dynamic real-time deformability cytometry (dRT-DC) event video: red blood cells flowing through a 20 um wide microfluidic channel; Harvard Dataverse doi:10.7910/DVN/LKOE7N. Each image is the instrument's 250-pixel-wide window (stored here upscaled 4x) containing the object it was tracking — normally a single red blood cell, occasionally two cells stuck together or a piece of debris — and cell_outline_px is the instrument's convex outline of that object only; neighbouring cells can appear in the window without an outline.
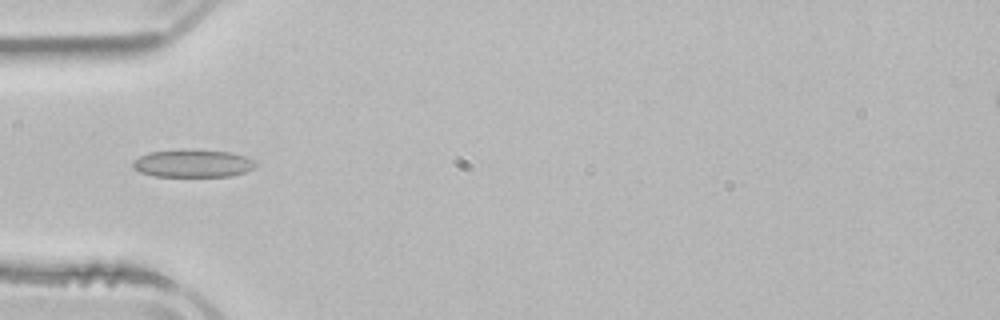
{"species": "common noctule bat (a hibernating species)", "species_latin": "Nyctalus noctula", "temperature_condition": "room temperature", "stored_images_in_passage": 3, "camera_frame_rate_fps": 3000, "um_per_image_px": 0.085, "animal": {"sex": "male", "body_mass_g": 21.5, "forearm_length_mm": 52.0}, "frame": {"image": 1, "passage_image": 3, "time_ms": 2.667, "image_size_px": [1000, 320], "cell_outline_px": [[256, 164], [252, 168], [244, 172], [232, 176], [152, 176], [140, 172], [132, 168], [132, 160], [148, 152], [180, 148], [184, 148], [232, 152], [256, 160]], "centroid_in_image_um": [16.34, 13.86], "position_along_channel_um": 68.7, "area_um2": 20.29}}